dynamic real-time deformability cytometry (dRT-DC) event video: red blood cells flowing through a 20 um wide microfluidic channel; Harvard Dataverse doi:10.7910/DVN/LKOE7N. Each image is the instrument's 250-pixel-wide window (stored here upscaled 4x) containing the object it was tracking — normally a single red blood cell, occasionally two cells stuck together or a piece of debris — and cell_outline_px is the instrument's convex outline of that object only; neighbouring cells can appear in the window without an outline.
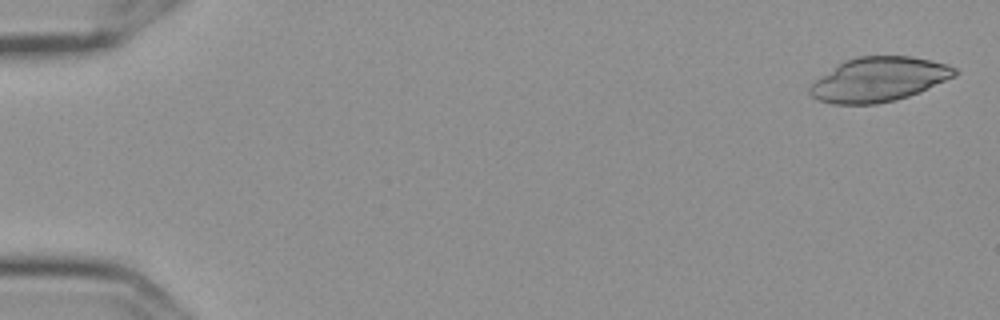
{"species": "Egyptian fruit bat (a non-hibernating species)", "species_latin": "Rousettus aegyptiacus", "temperature_condition": "cold", "stored_images_in_passage": 5, "camera_frame_rate_fps": 3000, "um_per_image_px": 0.085, "frame": {"image": 1, "passage_image": 1, "time_ms": 0.0, "image_size_px": [1000, 320], "cell_outline_px": [[960, 72], [956, 76], [920, 92], [896, 100], [876, 104], [832, 104], [820, 100], [812, 96], [808, 92], [808, 88], [816, 80], [844, 60], [856, 56], [912, 56], [932, 60], [948, 64], [956, 68]], "centroid_in_image_um": [74.74, 6.74], "position_along_channel_um": 10.3, "area_um2": 37.57}}